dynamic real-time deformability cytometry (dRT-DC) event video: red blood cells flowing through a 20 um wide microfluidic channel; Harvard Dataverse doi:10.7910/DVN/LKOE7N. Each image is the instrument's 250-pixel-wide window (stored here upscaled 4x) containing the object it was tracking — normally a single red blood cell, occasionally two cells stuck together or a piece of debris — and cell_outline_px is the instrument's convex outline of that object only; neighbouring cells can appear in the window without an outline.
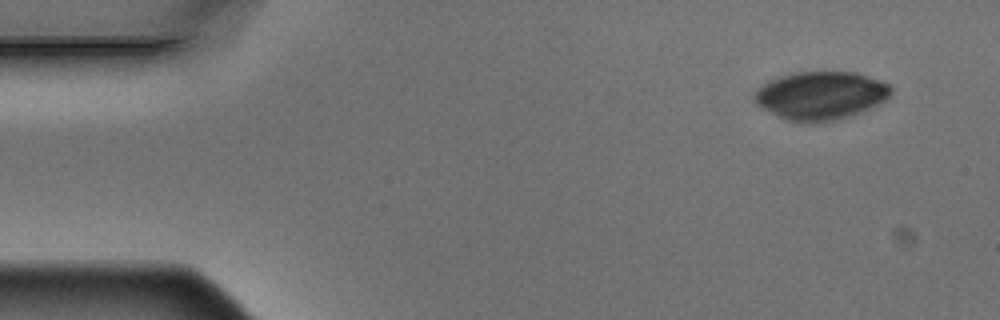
{"species": "Egyptian fruit bat (a non-hibernating species)", "species_latin": "Rousettus aegyptiacus", "temperature_condition": "warm", "stored_images_in_passage": 5, "camera_frame_rate_fps": 3000, "um_per_image_px": 0.085, "animal": {"sex": "male"}, "frame": {"image": 1, "passage_image": 1, "time_ms": 0.0, "image_size_px": [1000, 320], "cell_outline_px": [[892, 92], [888, 100], [880, 104], [860, 112], [848, 116], [832, 120], [812, 124], [804, 124], [788, 120], [756, 104], [752, 100], [752, 96], [756, 88], [768, 80], [792, 72], [856, 72], [880, 80], [888, 84], [892, 88]], "centroid_in_image_um": [69.75, 8.12], "position_along_channel_um": 15.2, "area_um2": 38.73}}